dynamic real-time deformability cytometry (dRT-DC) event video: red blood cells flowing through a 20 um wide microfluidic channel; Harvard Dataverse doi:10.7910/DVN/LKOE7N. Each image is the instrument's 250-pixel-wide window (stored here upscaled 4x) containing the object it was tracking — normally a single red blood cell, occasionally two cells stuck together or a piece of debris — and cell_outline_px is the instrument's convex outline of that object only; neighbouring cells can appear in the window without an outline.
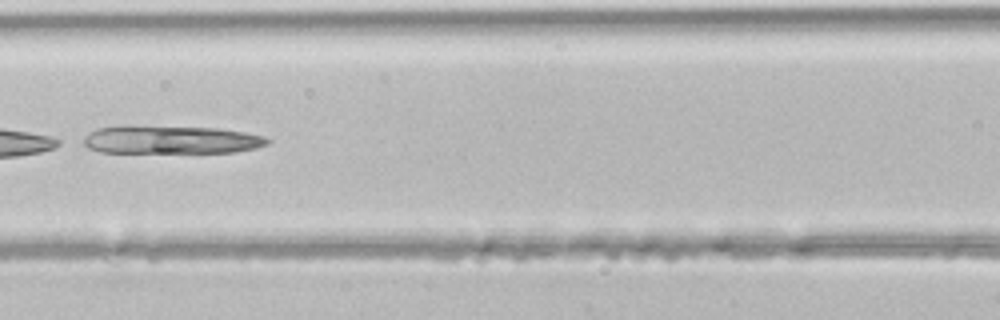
{"species": "common noctule bat (a hibernating species)", "species_latin": "Nyctalus noctula", "temperature_condition": "room temperature", "stored_images_in_passage": 6, "camera_frame_rate_fps": 3000, "um_per_image_px": 0.085, "animal": {"sex": "male", "body_mass_g": 21.5, "forearm_length_mm": 52.0}, "frame": {"image": 1, "passage_image": 6, "time_ms": 1.667, "image_size_px": [1000, 320], "cell_outline_px": [[272, 140], [268, 144], [256, 148], [236, 152], [100, 152], [88, 148], [84, 144], [84, 136], [96, 128], [120, 124], [128, 124], [216, 128], [244, 132], [264, 136]], "centroid_in_image_um": [14.49, 11.85], "position_along_channel_um": 152.1, "area_um2": 30.81}}